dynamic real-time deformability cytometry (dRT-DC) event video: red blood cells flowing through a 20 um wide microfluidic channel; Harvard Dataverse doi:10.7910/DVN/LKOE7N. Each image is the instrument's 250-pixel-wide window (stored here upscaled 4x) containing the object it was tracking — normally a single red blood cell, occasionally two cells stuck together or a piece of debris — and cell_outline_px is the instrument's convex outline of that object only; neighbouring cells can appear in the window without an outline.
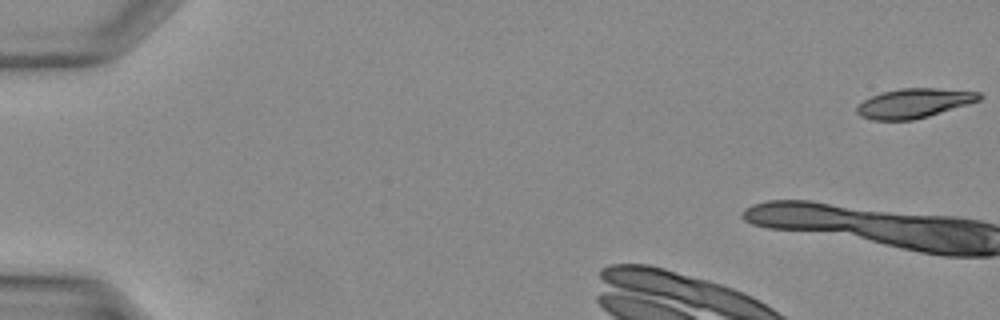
{"species": "Egyptian fruit bat (a non-hibernating species)", "species_latin": "Rousettus aegyptiacus", "temperature_condition": "warm", "stored_images_in_passage": 29, "camera_frame_rate_fps": 3000, "um_per_image_px": 0.085, "animal": {"sex": "female"}, "frame": {"image": 1, "passage_image": 1, "time_ms": 0.0, "image_size_px": [1000, 320], "cell_outline_px": [[984, 96], [980, 100], [968, 104], [928, 116], [912, 120], [872, 120], [860, 116], [856, 112], [856, 104], [880, 92], [900, 88], [936, 88], [980, 92]], "centroid_in_image_um": [77.67, 8.77], "position_along_channel_um": 7.3, "area_um2": 21.1}}